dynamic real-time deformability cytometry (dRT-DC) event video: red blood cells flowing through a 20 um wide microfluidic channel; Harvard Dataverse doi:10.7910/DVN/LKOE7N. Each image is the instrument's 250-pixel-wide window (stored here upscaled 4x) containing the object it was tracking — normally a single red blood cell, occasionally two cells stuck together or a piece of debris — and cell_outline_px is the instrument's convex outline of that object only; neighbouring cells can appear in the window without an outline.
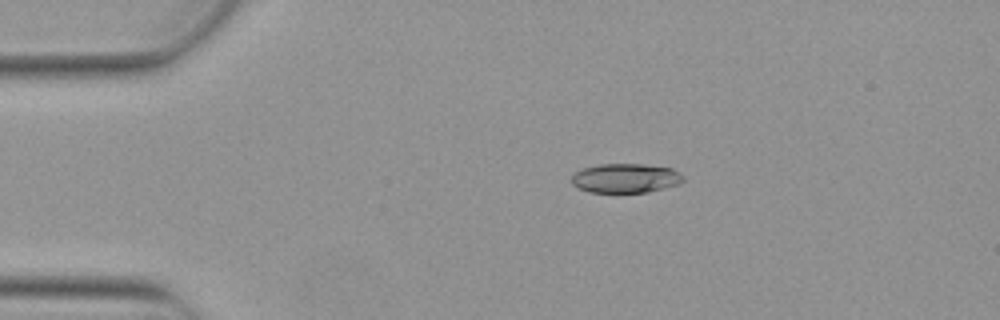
{"species": "Egyptian fruit bat (a non-hibernating species)", "species_latin": "Rousettus aegyptiacus", "temperature_condition": "warm", "stored_images_in_passage": 6, "camera_frame_rate_fps": 3000, "um_per_image_px": 0.085, "animal": {"sex": "female"}, "frame": {"image": 1, "passage_image": 3, "time_ms": 0.667, "image_size_px": [1000, 320], "cell_outline_px": [[684, 180], [680, 184], [648, 192], [588, 192], [572, 184], [572, 176], [576, 172], [584, 168], [600, 164], [644, 164], [672, 168], [680, 172], [684, 176]], "centroid_in_image_um": [53.22, 15.14], "position_along_channel_um": 31.8, "area_um2": 19.07}}
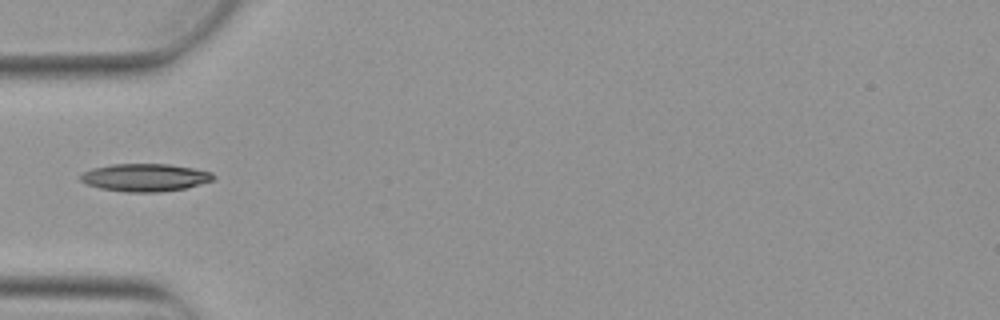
{"frame": {"image": 2, "passage_image": 5, "time_ms": 1.333, "image_size_px": [1000, 320], "cell_outline_px": [[216, 176], [212, 180], [200, 184], [184, 188], [160, 192], [124, 192], [100, 188], [88, 184], [80, 180], [80, 176], [84, 172], [92, 168], [112, 164], [168, 164], [192, 168], [212, 172]], "centroid_in_image_um": [12.33, 15.09], "position_along_channel_um": 72.7, "area_um2": 21.33}}
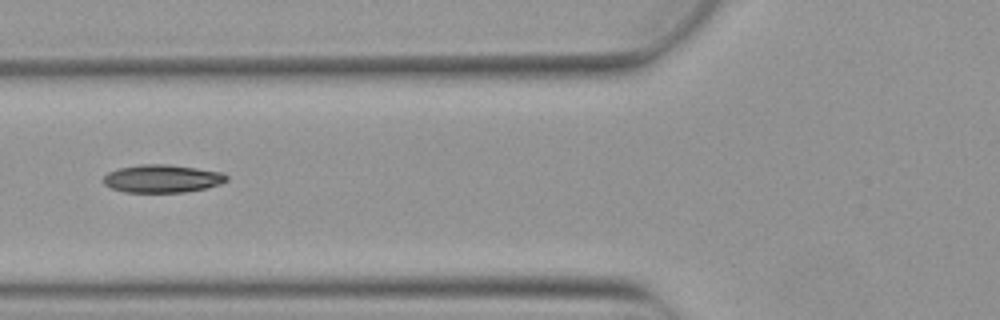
{"frame": {"image": 3, "passage_image": 6, "time_ms": 1.667, "image_size_px": [1000, 320], "cell_outline_px": [[228, 180], [220, 184], [208, 188], [184, 192], [124, 192], [112, 188], [104, 184], [100, 180], [108, 172], [120, 168], [140, 164], [168, 164], [224, 172], [228, 176]], "centroid_in_image_um": [13.8, 15.18], "position_along_channel_um": 112.0, "area_um2": 20.23}}